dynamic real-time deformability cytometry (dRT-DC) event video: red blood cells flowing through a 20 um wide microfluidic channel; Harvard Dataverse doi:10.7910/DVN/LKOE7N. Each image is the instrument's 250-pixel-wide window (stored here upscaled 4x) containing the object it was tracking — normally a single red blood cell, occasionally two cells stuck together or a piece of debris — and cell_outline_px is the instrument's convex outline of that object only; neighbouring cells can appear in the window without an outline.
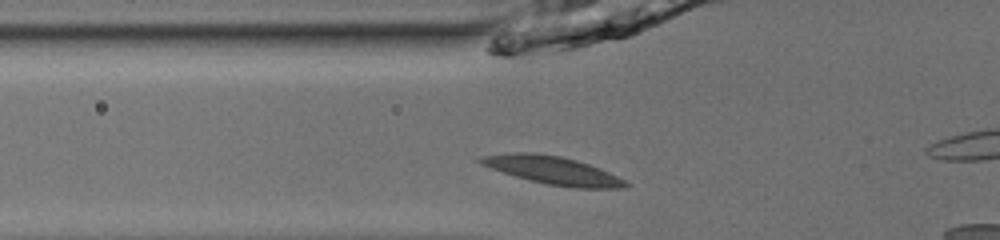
{"species": "common noctule bat (a hibernating species)", "species_latin": "Nyctalus noctula", "temperature_condition": "room temperature", "stored_images_in_passage": 41, "camera_frame_rate_fps": 3000, "um_per_image_px": 0.085, "animal": {"sex": "male", "body_mass_g": 13.0, "forearm_length_mm": 53.1}, "frame": {"image": 1, "passage_image": 8, "time_ms": 2.333, "image_size_px": [1000, 240], "cell_outline_px": [[632, 184], [624, 188], [576, 188], [548, 184], [516, 176], [480, 164], [476, 160], [480, 156], [512, 152], [532, 152], [560, 156], [576, 160], [600, 168]], "centroid_in_image_um": [46.98, 14.47], "position_along_channel_um": 78.8, "area_um2": 23.41}}
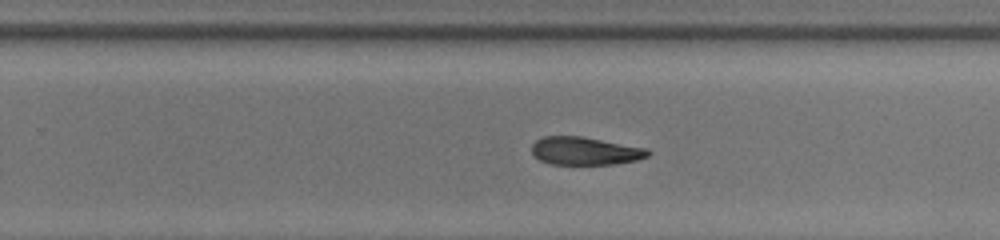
{"frame": {"image": 2, "passage_image": 23, "time_ms": 7.333, "image_size_px": [1000, 240], "cell_outline_px": [[652, 152], [648, 156], [636, 160], [616, 164], [548, 164], [532, 156], [532, 144], [536, 140], [544, 136], [584, 136], [648, 148]], "centroid_in_image_um": [49.74, 12.82], "position_along_channel_um": 280.1, "area_um2": 19.25}}
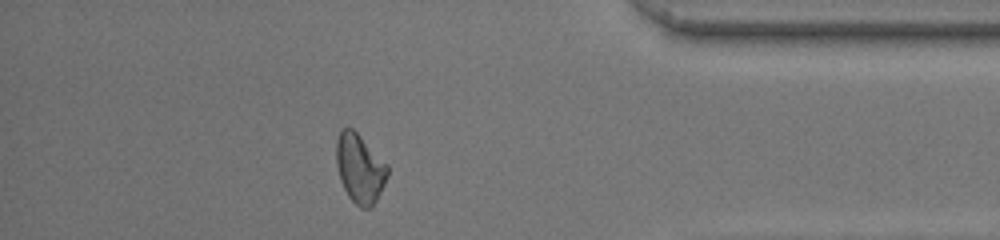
{"frame": {"image": 3, "passage_image": 34, "time_ms": 11.0, "image_size_px": [1000, 240], "cell_outline_px": [[388, 176], [372, 208], [360, 208], [348, 196], [340, 180], [336, 164], [336, 140], [340, 128], [352, 128], [388, 164]], "centroid_in_image_um": [30.57, 14.31], "position_along_channel_um": 404.6, "area_um2": 20.63}, "authors_computed_cell_mechanics": {"area_um2": 20.4612, "velocity_mm_per_s": 4.0143, "shape_relaxation_time_tau1_ms": 9.5784, "shape_relaxation_time_tau2_ms": 2.8823, "deformation_change_tau1": 0.2126, "deformation_change_tau2": 0.1026}}